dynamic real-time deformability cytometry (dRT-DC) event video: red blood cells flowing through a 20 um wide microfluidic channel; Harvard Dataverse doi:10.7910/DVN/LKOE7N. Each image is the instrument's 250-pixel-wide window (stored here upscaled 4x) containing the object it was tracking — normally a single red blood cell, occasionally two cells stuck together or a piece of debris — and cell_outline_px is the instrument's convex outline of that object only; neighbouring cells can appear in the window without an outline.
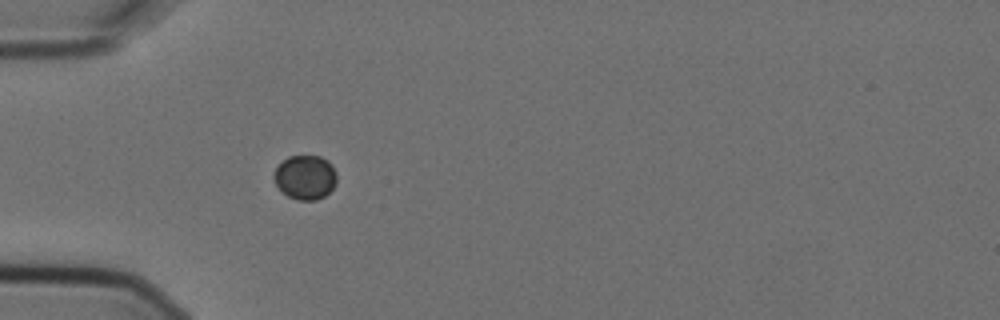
{"species": "Egyptian fruit bat (a non-hibernating species)", "species_latin": "Rousettus aegyptiacus", "temperature_condition": "cold", "stored_images_in_passage": 5, "camera_frame_rate_fps": 3000, "um_per_image_px": 0.085, "animal": {"sex": "female"}, "frame": {"image": 1, "passage_image": 5, "time_ms": 1.333, "image_size_px": [1000, 320], "cell_outline_px": [[336, 184], [324, 196], [316, 200], [296, 200], [288, 196], [276, 184], [276, 168], [288, 156], [320, 156], [328, 160], [336, 172]], "centroid_in_image_um": [25.99, 15.07], "position_along_channel_um": 59.0, "area_um2": 15.9}}